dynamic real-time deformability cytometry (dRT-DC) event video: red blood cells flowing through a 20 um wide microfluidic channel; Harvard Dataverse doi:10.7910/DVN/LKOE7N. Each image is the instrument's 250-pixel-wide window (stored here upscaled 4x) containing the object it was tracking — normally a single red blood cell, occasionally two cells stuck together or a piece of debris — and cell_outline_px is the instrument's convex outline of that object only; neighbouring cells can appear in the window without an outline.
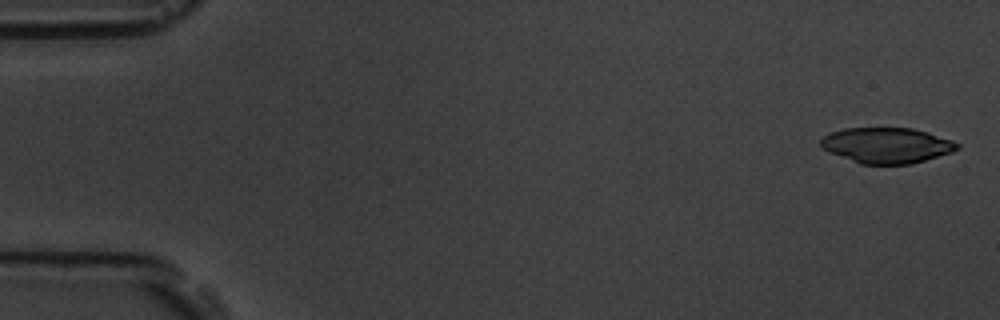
{"species": "common noctule bat (a hibernating species)", "species_latin": "Nyctalus noctula", "temperature_condition": "room temperature", "stored_images_in_passage": 5, "camera_frame_rate_fps": 3000, "um_per_image_px": 0.085, "animal": {"sex": "male", "body_mass_g": 19.5, "forearm_length_mm": 54.6}, "frame": {"image": 1, "passage_image": 1, "time_ms": 0.0, "image_size_px": [1000, 320], "cell_outline_px": [[960, 148], [952, 152], [912, 164], [860, 164], [828, 152], [820, 148], [820, 140], [824, 136], [832, 132], [844, 128], [912, 128], [928, 132], [952, 140], [960, 144]], "centroid_in_image_um": [75.36, 12.36], "position_along_channel_um": 9.6, "area_um2": 28.44}}